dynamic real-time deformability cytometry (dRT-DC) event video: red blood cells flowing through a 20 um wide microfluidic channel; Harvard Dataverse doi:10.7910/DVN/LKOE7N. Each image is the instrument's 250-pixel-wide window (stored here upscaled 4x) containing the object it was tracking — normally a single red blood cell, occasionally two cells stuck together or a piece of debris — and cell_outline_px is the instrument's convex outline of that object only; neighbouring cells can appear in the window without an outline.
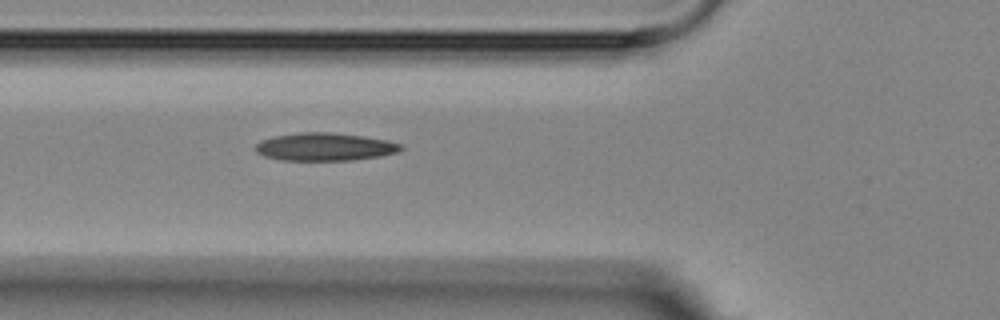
{"species": "Egyptian fruit bat (a non-hibernating species)", "species_latin": "Rousettus aegyptiacus", "temperature_condition": "room temperature", "stored_images_in_passage": 3, "camera_frame_rate_fps": 3000, "um_per_image_px": 0.085, "animal": {"sex": "female"}, "frame": {"image": 1, "passage_image": 3, "time_ms": 2.333, "image_size_px": [1000, 320], "cell_outline_px": [[404, 148], [396, 152], [380, 156], [352, 160], [280, 160], [264, 156], [256, 152], [256, 144], [260, 140], [276, 136], [300, 132], [332, 132], [364, 136], [388, 140], [404, 144]], "centroid_in_image_um": [27.63, 12.47], "position_along_channel_um": 98.2, "area_um2": 23.7}}